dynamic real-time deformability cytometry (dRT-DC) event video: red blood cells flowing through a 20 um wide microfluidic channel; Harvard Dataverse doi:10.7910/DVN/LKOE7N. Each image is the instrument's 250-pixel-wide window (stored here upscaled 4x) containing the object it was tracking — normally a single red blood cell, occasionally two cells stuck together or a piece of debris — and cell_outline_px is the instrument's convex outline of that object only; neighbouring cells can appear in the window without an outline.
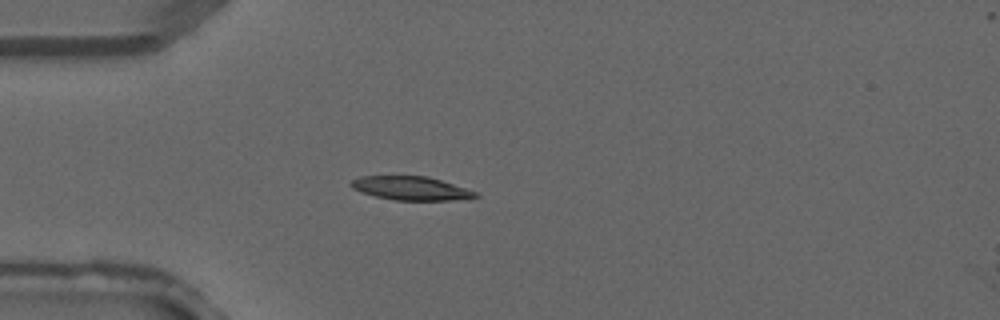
{"species": "common noctule bat (a hibernating species)", "species_latin": "Nyctalus noctula", "temperature_condition": "warm", "stored_images_in_passage": 4, "camera_frame_rate_fps": 3000, "um_per_image_px": 0.085, "animal": {"sex": "male", "forearm_length_mm": 52.5}, "frame": {"image": 1, "passage_image": 4, "time_ms": 1.0, "image_size_px": [1000, 320], "cell_outline_px": [[480, 196], [452, 200], [392, 200], [360, 192], [352, 188], [348, 184], [352, 180], [360, 176], [428, 176], [476, 192]], "centroid_in_image_um": [34.86, 16.0], "position_along_channel_um": 50.1, "area_um2": 16.99}}